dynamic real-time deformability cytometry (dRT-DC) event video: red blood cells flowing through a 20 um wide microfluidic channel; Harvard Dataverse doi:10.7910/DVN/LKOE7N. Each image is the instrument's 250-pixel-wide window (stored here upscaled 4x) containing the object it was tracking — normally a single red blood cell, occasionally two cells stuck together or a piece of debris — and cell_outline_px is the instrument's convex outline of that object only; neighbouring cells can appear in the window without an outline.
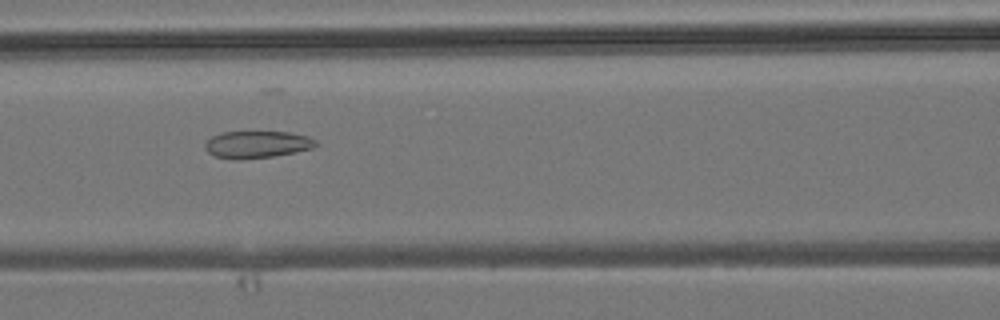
{"species": "common noctule bat (a hibernating species)", "species_latin": "Nyctalus noctula", "temperature_condition": "room temperature", "stored_images_in_passage": 4, "camera_frame_rate_fps": 3000, "um_per_image_px": 0.085, "animal": {"sex": "male", "body_mass_g": 19.2, "forearm_length_mm": 51.8}, "frame": {"image": 1, "passage_image": 3, "time_ms": 2.0, "image_size_px": [1000, 320], "cell_outline_px": [[316, 144], [312, 148], [296, 152], [272, 156], [216, 156], [208, 152], [204, 148], [204, 144], [212, 136], [220, 132], [288, 132], [308, 136], [316, 140]], "centroid_in_image_um": [21.89, 12.22], "position_along_channel_um": 144.7, "area_um2": 16.59}}
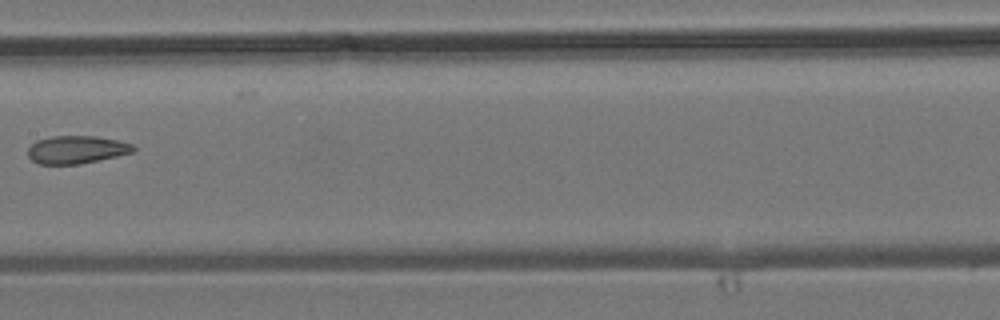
{"frame": {"image": 2, "passage_image": 4, "time_ms": 3.333, "image_size_px": [1000, 320], "cell_outline_px": [[136, 152], [80, 164], [36, 164], [28, 156], [28, 148], [36, 140], [52, 136], [96, 136], [120, 140], [132, 144], [136, 148]], "centroid_in_image_um": [6.53, 12.72], "position_along_channel_um": 200.9, "area_um2": 17.34}}